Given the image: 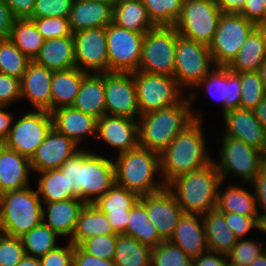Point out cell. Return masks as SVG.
I'll use <instances>...</instances> for the list:
<instances>
[{
	"mask_svg": "<svg viewBox=\"0 0 266 266\" xmlns=\"http://www.w3.org/2000/svg\"><path fill=\"white\" fill-rule=\"evenodd\" d=\"M227 260V255L206 251L192 259V266H223Z\"/></svg>",
	"mask_w": 266,
	"mask_h": 266,
	"instance_id": "94428289",
	"label": "cell"
},
{
	"mask_svg": "<svg viewBox=\"0 0 266 266\" xmlns=\"http://www.w3.org/2000/svg\"><path fill=\"white\" fill-rule=\"evenodd\" d=\"M262 170L266 172V152L262 154Z\"/></svg>",
	"mask_w": 266,
	"mask_h": 266,
	"instance_id": "2644e50d",
	"label": "cell"
},
{
	"mask_svg": "<svg viewBox=\"0 0 266 266\" xmlns=\"http://www.w3.org/2000/svg\"><path fill=\"white\" fill-rule=\"evenodd\" d=\"M52 127L64 134L81 149L82 141L97 137V118L74 109L72 106L57 108L50 112Z\"/></svg>",
	"mask_w": 266,
	"mask_h": 266,
	"instance_id": "603a6c76",
	"label": "cell"
},
{
	"mask_svg": "<svg viewBox=\"0 0 266 266\" xmlns=\"http://www.w3.org/2000/svg\"><path fill=\"white\" fill-rule=\"evenodd\" d=\"M73 266H117L113 260L101 259L86 253L80 246L74 247Z\"/></svg>",
	"mask_w": 266,
	"mask_h": 266,
	"instance_id": "6f0895ef",
	"label": "cell"
},
{
	"mask_svg": "<svg viewBox=\"0 0 266 266\" xmlns=\"http://www.w3.org/2000/svg\"><path fill=\"white\" fill-rule=\"evenodd\" d=\"M15 116L10 133L3 144L30 159L52 128L51 114L48 111L27 109V112L20 114L18 118Z\"/></svg>",
	"mask_w": 266,
	"mask_h": 266,
	"instance_id": "5bb4252c",
	"label": "cell"
},
{
	"mask_svg": "<svg viewBox=\"0 0 266 266\" xmlns=\"http://www.w3.org/2000/svg\"><path fill=\"white\" fill-rule=\"evenodd\" d=\"M8 108L10 106H0V144L7 140L15 118L14 112L9 111Z\"/></svg>",
	"mask_w": 266,
	"mask_h": 266,
	"instance_id": "6125c7cd",
	"label": "cell"
},
{
	"mask_svg": "<svg viewBox=\"0 0 266 266\" xmlns=\"http://www.w3.org/2000/svg\"><path fill=\"white\" fill-rule=\"evenodd\" d=\"M113 163L115 183L140 196L158 192L166 187L160 172L158 152L137 146L116 155Z\"/></svg>",
	"mask_w": 266,
	"mask_h": 266,
	"instance_id": "3957f363",
	"label": "cell"
},
{
	"mask_svg": "<svg viewBox=\"0 0 266 266\" xmlns=\"http://www.w3.org/2000/svg\"><path fill=\"white\" fill-rule=\"evenodd\" d=\"M15 17L5 0H0V40L9 39Z\"/></svg>",
	"mask_w": 266,
	"mask_h": 266,
	"instance_id": "680465c9",
	"label": "cell"
},
{
	"mask_svg": "<svg viewBox=\"0 0 266 266\" xmlns=\"http://www.w3.org/2000/svg\"><path fill=\"white\" fill-rule=\"evenodd\" d=\"M223 135L240 140L247 145L264 152L266 147V129L256 118L254 110L230 109L221 114Z\"/></svg>",
	"mask_w": 266,
	"mask_h": 266,
	"instance_id": "ffe728a7",
	"label": "cell"
},
{
	"mask_svg": "<svg viewBox=\"0 0 266 266\" xmlns=\"http://www.w3.org/2000/svg\"><path fill=\"white\" fill-rule=\"evenodd\" d=\"M60 170L73 193L85 204H94L115 184L113 159L87 147L65 161Z\"/></svg>",
	"mask_w": 266,
	"mask_h": 266,
	"instance_id": "6da1fadb",
	"label": "cell"
},
{
	"mask_svg": "<svg viewBox=\"0 0 266 266\" xmlns=\"http://www.w3.org/2000/svg\"><path fill=\"white\" fill-rule=\"evenodd\" d=\"M254 238L237 240L236 244L227 254V259L237 266H249L250 263L266 251V242ZM265 245V246H264Z\"/></svg>",
	"mask_w": 266,
	"mask_h": 266,
	"instance_id": "bcb514c9",
	"label": "cell"
},
{
	"mask_svg": "<svg viewBox=\"0 0 266 266\" xmlns=\"http://www.w3.org/2000/svg\"><path fill=\"white\" fill-rule=\"evenodd\" d=\"M226 184V185H225ZM222 181L218 188L216 209L222 213H237L244 216H259L256 196L251 183L246 186ZM224 187H223V186ZM245 187V188H244ZM252 190V191H251Z\"/></svg>",
	"mask_w": 266,
	"mask_h": 266,
	"instance_id": "f1b7e54d",
	"label": "cell"
},
{
	"mask_svg": "<svg viewBox=\"0 0 266 266\" xmlns=\"http://www.w3.org/2000/svg\"><path fill=\"white\" fill-rule=\"evenodd\" d=\"M249 266H266V251H264L260 256L255 258Z\"/></svg>",
	"mask_w": 266,
	"mask_h": 266,
	"instance_id": "003e7915",
	"label": "cell"
},
{
	"mask_svg": "<svg viewBox=\"0 0 266 266\" xmlns=\"http://www.w3.org/2000/svg\"><path fill=\"white\" fill-rule=\"evenodd\" d=\"M220 149H217L218 158H213L222 181L228 178L243 182L240 184L251 183L262 170V151L247 145L246 143L223 135L219 136ZM241 179V180H240Z\"/></svg>",
	"mask_w": 266,
	"mask_h": 266,
	"instance_id": "52a82bcc",
	"label": "cell"
},
{
	"mask_svg": "<svg viewBox=\"0 0 266 266\" xmlns=\"http://www.w3.org/2000/svg\"><path fill=\"white\" fill-rule=\"evenodd\" d=\"M53 70L31 61L20 80L21 100L28 101L33 110L51 112V79Z\"/></svg>",
	"mask_w": 266,
	"mask_h": 266,
	"instance_id": "cb8c5ba5",
	"label": "cell"
},
{
	"mask_svg": "<svg viewBox=\"0 0 266 266\" xmlns=\"http://www.w3.org/2000/svg\"><path fill=\"white\" fill-rule=\"evenodd\" d=\"M169 241L192 259L208 251L202 215L183 213Z\"/></svg>",
	"mask_w": 266,
	"mask_h": 266,
	"instance_id": "83f0119b",
	"label": "cell"
},
{
	"mask_svg": "<svg viewBox=\"0 0 266 266\" xmlns=\"http://www.w3.org/2000/svg\"><path fill=\"white\" fill-rule=\"evenodd\" d=\"M259 232L266 235V215L259 220ZM266 239V238H265Z\"/></svg>",
	"mask_w": 266,
	"mask_h": 266,
	"instance_id": "89a4df30",
	"label": "cell"
},
{
	"mask_svg": "<svg viewBox=\"0 0 266 266\" xmlns=\"http://www.w3.org/2000/svg\"><path fill=\"white\" fill-rule=\"evenodd\" d=\"M223 266H237L233 263H231L228 259L224 262V265Z\"/></svg>",
	"mask_w": 266,
	"mask_h": 266,
	"instance_id": "753ad0ef",
	"label": "cell"
},
{
	"mask_svg": "<svg viewBox=\"0 0 266 266\" xmlns=\"http://www.w3.org/2000/svg\"><path fill=\"white\" fill-rule=\"evenodd\" d=\"M31 174L28 157L0 144V195L31 186Z\"/></svg>",
	"mask_w": 266,
	"mask_h": 266,
	"instance_id": "484cf974",
	"label": "cell"
},
{
	"mask_svg": "<svg viewBox=\"0 0 266 266\" xmlns=\"http://www.w3.org/2000/svg\"><path fill=\"white\" fill-rule=\"evenodd\" d=\"M9 39L31 61L38 55L45 41L35 22L29 18L15 19Z\"/></svg>",
	"mask_w": 266,
	"mask_h": 266,
	"instance_id": "f35d334b",
	"label": "cell"
},
{
	"mask_svg": "<svg viewBox=\"0 0 266 266\" xmlns=\"http://www.w3.org/2000/svg\"><path fill=\"white\" fill-rule=\"evenodd\" d=\"M224 216L227 225L238 240L246 239L250 232L255 234L259 232V216H244L237 213H224Z\"/></svg>",
	"mask_w": 266,
	"mask_h": 266,
	"instance_id": "816d5d0a",
	"label": "cell"
},
{
	"mask_svg": "<svg viewBox=\"0 0 266 266\" xmlns=\"http://www.w3.org/2000/svg\"><path fill=\"white\" fill-rule=\"evenodd\" d=\"M33 61L53 71L76 67L73 36L45 40Z\"/></svg>",
	"mask_w": 266,
	"mask_h": 266,
	"instance_id": "f546056e",
	"label": "cell"
},
{
	"mask_svg": "<svg viewBox=\"0 0 266 266\" xmlns=\"http://www.w3.org/2000/svg\"><path fill=\"white\" fill-rule=\"evenodd\" d=\"M16 19L31 18L35 0H5Z\"/></svg>",
	"mask_w": 266,
	"mask_h": 266,
	"instance_id": "91938a15",
	"label": "cell"
},
{
	"mask_svg": "<svg viewBox=\"0 0 266 266\" xmlns=\"http://www.w3.org/2000/svg\"><path fill=\"white\" fill-rule=\"evenodd\" d=\"M109 72L133 73L138 70L144 33L117 26L106 27Z\"/></svg>",
	"mask_w": 266,
	"mask_h": 266,
	"instance_id": "9a60e30c",
	"label": "cell"
},
{
	"mask_svg": "<svg viewBox=\"0 0 266 266\" xmlns=\"http://www.w3.org/2000/svg\"><path fill=\"white\" fill-rule=\"evenodd\" d=\"M35 186L42 202H55L78 198L69 187L64 173L59 169L36 173Z\"/></svg>",
	"mask_w": 266,
	"mask_h": 266,
	"instance_id": "74e56055",
	"label": "cell"
},
{
	"mask_svg": "<svg viewBox=\"0 0 266 266\" xmlns=\"http://www.w3.org/2000/svg\"><path fill=\"white\" fill-rule=\"evenodd\" d=\"M17 266H42L40 259L25 255Z\"/></svg>",
	"mask_w": 266,
	"mask_h": 266,
	"instance_id": "03108f58",
	"label": "cell"
},
{
	"mask_svg": "<svg viewBox=\"0 0 266 266\" xmlns=\"http://www.w3.org/2000/svg\"><path fill=\"white\" fill-rule=\"evenodd\" d=\"M151 266H192V258L179 246L163 241L152 248Z\"/></svg>",
	"mask_w": 266,
	"mask_h": 266,
	"instance_id": "f6af8a7d",
	"label": "cell"
},
{
	"mask_svg": "<svg viewBox=\"0 0 266 266\" xmlns=\"http://www.w3.org/2000/svg\"><path fill=\"white\" fill-rule=\"evenodd\" d=\"M246 0H216L222 13H241Z\"/></svg>",
	"mask_w": 266,
	"mask_h": 266,
	"instance_id": "be15d7a7",
	"label": "cell"
},
{
	"mask_svg": "<svg viewBox=\"0 0 266 266\" xmlns=\"http://www.w3.org/2000/svg\"><path fill=\"white\" fill-rule=\"evenodd\" d=\"M123 235L133 237L150 248H154L164 241L147 215L145 205L140 200L130 210L128 224Z\"/></svg>",
	"mask_w": 266,
	"mask_h": 266,
	"instance_id": "8d00e7d4",
	"label": "cell"
},
{
	"mask_svg": "<svg viewBox=\"0 0 266 266\" xmlns=\"http://www.w3.org/2000/svg\"><path fill=\"white\" fill-rule=\"evenodd\" d=\"M203 121L194 119L160 153V172L166 185L180 175L213 162L215 157L208 150Z\"/></svg>",
	"mask_w": 266,
	"mask_h": 266,
	"instance_id": "7a4b0ae2",
	"label": "cell"
},
{
	"mask_svg": "<svg viewBox=\"0 0 266 266\" xmlns=\"http://www.w3.org/2000/svg\"><path fill=\"white\" fill-rule=\"evenodd\" d=\"M259 73L261 76V80L263 83V88L266 94V60L263 62V64L261 65L260 69H259Z\"/></svg>",
	"mask_w": 266,
	"mask_h": 266,
	"instance_id": "a7ac6f4b",
	"label": "cell"
},
{
	"mask_svg": "<svg viewBox=\"0 0 266 266\" xmlns=\"http://www.w3.org/2000/svg\"><path fill=\"white\" fill-rule=\"evenodd\" d=\"M256 27L240 13H222L209 45L216 67H227Z\"/></svg>",
	"mask_w": 266,
	"mask_h": 266,
	"instance_id": "7c38bea8",
	"label": "cell"
},
{
	"mask_svg": "<svg viewBox=\"0 0 266 266\" xmlns=\"http://www.w3.org/2000/svg\"><path fill=\"white\" fill-rule=\"evenodd\" d=\"M221 14L216 0H184L174 27L178 34L209 46Z\"/></svg>",
	"mask_w": 266,
	"mask_h": 266,
	"instance_id": "8fae6325",
	"label": "cell"
},
{
	"mask_svg": "<svg viewBox=\"0 0 266 266\" xmlns=\"http://www.w3.org/2000/svg\"><path fill=\"white\" fill-rule=\"evenodd\" d=\"M42 203L43 223L61 238L69 237L67 240H70L85 203L79 198Z\"/></svg>",
	"mask_w": 266,
	"mask_h": 266,
	"instance_id": "4316f807",
	"label": "cell"
},
{
	"mask_svg": "<svg viewBox=\"0 0 266 266\" xmlns=\"http://www.w3.org/2000/svg\"><path fill=\"white\" fill-rule=\"evenodd\" d=\"M140 201L145 205L147 215L160 237L164 241H169L184 213L176 197L165 187L158 192L142 195Z\"/></svg>",
	"mask_w": 266,
	"mask_h": 266,
	"instance_id": "ac0fdd59",
	"label": "cell"
},
{
	"mask_svg": "<svg viewBox=\"0 0 266 266\" xmlns=\"http://www.w3.org/2000/svg\"><path fill=\"white\" fill-rule=\"evenodd\" d=\"M258 209L259 218L266 215V172L261 170L259 174L251 182Z\"/></svg>",
	"mask_w": 266,
	"mask_h": 266,
	"instance_id": "9f6ffc18",
	"label": "cell"
},
{
	"mask_svg": "<svg viewBox=\"0 0 266 266\" xmlns=\"http://www.w3.org/2000/svg\"><path fill=\"white\" fill-rule=\"evenodd\" d=\"M240 76V108L254 110L265 97V91L259 71L237 73Z\"/></svg>",
	"mask_w": 266,
	"mask_h": 266,
	"instance_id": "ee69618b",
	"label": "cell"
},
{
	"mask_svg": "<svg viewBox=\"0 0 266 266\" xmlns=\"http://www.w3.org/2000/svg\"><path fill=\"white\" fill-rule=\"evenodd\" d=\"M118 234L99 235L85 239L79 246L88 254L113 260Z\"/></svg>",
	"mask_w": 266,
	"mask_h": 266,
	"instance_id": "7dc6e473",
	"label": "cell"
},
{
	"mask_svg": "<svg viewBox=\"0 0 266 266\" xmlns=\"http://www.w3.org/2000/svg\"><path fill=\"white\" fill-rule=\"evenodd\" d=\"M155 26H174L184 0H141Z\"/></svg>",
	"mask_w": 266,
	"mask_h": 266,
	"instance_id": "7bdbcfd3",
	"label": "cell"
},
{
	"mask_svg": "<svg viewBox=\"0 0 266 266\" xmlns=\"http://www.w3.org/2000/svg\"><path fill=\"white\" fill-rule=\"evenodd\" d=\"M20 238L25 254L40 258L58 246L57 241H59L60 236L42 222Z\"/></svg>",
	"mask_w": 266,
	"mask_h": 266,
	"instance_id": "60d3db41",
	"label": "cell"
},
{
	"mask_svg": "<svg viewBox=\"0 0 266 266\" xmlns=\"http://www.w3.org/2000/svg\"><path fill=\"white\" fill-rule=\"evenodd\" d=\"M140 195L116 183L94 205L103 212L117 234L126 231L130 210L140 200Z\"/></svg>",
	"mask_w": 266,
	"mask_h": 266,
	"instance_id": "7402d4cb",
	"label": "cell"
},
{
	"mask_svg": "<svg viewBox=\"0 0 266 266\" xmlns=\"http://www.w3.org/2000/svg\"><path fill=\"white\" fill-rule=\"evenodd\" d=\"M200 91L205 95L209 94L210 99L213 98V100L221 103L219 105H221L222 114L227 110L240 108V76L237 73L231 72L227 67H215L187 93L191 102L192 114L196 120L205 119L200 110L198 112L193 108Z\"/></svg>",
	"mask_w": 266,
	"mask_h": 266,
	"instance_id": "4fadbf2b",
	"label": "cell"
},
{
	"mask_svg": "<svg viewBox=\"0 0 266 266\" xmlns=\"http://www.w3.org/2000/svg\"><path fill=\"white\" fill-rule=\"evenodd\" d=\"M110 234L117 233L112 229L106 215L94 204H85L69 241L75 246H79L87 238Z\"/></svg>",
	"mask_w": 266,
	"mask_h": 266,
	"instance_id": "d590c367",
	"label": "cell"
},
{
	"mask_svg": "<svg viewBox=\"0 0 266 266\" xmlns=\"http://www.w3.org/2000/svg\"><path fill=\"white\" fill-rule=\"evenodd\" d=\"M25 255L20 237L0 232V266H17Z\"/></svg>",
	"mask_w": 266,
	"mask_h": 266,
	"instance_id": "c3c4849f",
	"label": "cell"
},
{
	"mask_svg": "<svg viewBox=\"0 0 266 266\" xmlns=\"http://www.w3.org/2000/svg\"><path fill=\"white\" fill-rule=\"evenodd\" d=\"M113 23L127 30L144 34L156 27L141 0H124L115 3Z\"/></svg>",
	"mask_w": 266,
	"mask_h": 266,
	"instance_id": "e575fe53",
	"label": "cell"
},
{
	"mask_svg": "<svg viewBox=\"0 0 266 266\" xmlns=\"http://www.w3.org/2000/svg\"><path fill=\"white\" fill-rule=\"evenodd\" d=\"M202 219L209 251L227 255L238 239L227 225L224 213L213 209L202 215Z\"/></svg>",
	"mask_w": 266,
	"mask_h": 266,
	"instance_id": "836d02e7",
	"label": "cell"
},
{
	"mask_svg": "<svg viewBox=\"0 0 266 266\" xmlns=\"http://www.w3.org/2000/svg\"><path fill=\"white\" fill-rule=\"evenodd\" d=\"M87 74L77 67L53 71L51 79V111L74 104L81 83Z\"/></svg>",
	"mask_w": 266,
	"mask_h": 266,
	"instance_id": "1f68e13d",
	"label": "cell"
},
{
	"mask_svg": "<svg viewBox=\"0 0 266 266\" xmlns=\"http://www.w3.org/2000/svg\"><path fill=\"white\" fill-rule=\"evenodd\" d=\"M111 148L116 155L139 146L138 120L120 116L104 115L97 119V137Z\"/></svg>",
	"mask_w": 266,
	"mask_h": 266,
	"instance_id": "44dd1931",
	"label": "cell"
},
{
	"mask_svg": "<svg viewBox=\"0 0 266 266\" xmlns=\"http://www.w3.org/2000/svg\"><path fill=\"white\" fill-rule=\"evenodd\" d=\"M30 19L35 22L37 29L43 36L44 40L73 36L69 25V18L44 17Z\"/></svg>",
	"mask_w": 266,
	"mask_h": 266,
	"instance_id": "681fc988",
	"label": "cell"
},
{
	"mask_svg": "<svg viewBox=\"0 0 266 266\" xmlns=\"http://www.w3.org/2000/svg\"><path fill=\"white\" fill-rule=\"evenodd\" d=\"M263 2H264L265 9H266V0H263Z\"/></svg>",
	"mask_w": 266,
	"mask_h": 266,
	"instance_id": "11e5206c",
	"label": "cell"
},
{
	"mask_svg": "<svg viewBox=\"0 0 266 266\" xmlns=\"http://www.w3.org/2000/svg\"><path fill=\"white\" fill-rule=\"evenodd\" d=\"M256 118L260 121L262 126L266 129V95L261 103L254 109Z\"/></svg>",
	"mask_w": 266,
	"mask_h": 266,
	"instance_id": "e7e4bbea",
	"label": "cell"
},
{
	"mask_svg": "<svg viewBox=\"0 0 266 266\" xmlns=\"http://www.w3.org/2000/svg\"><path fill=\"white\" fill-rule=\"evenodd\" d=\"M221 182L217 167L211 162L203 168L174 178L166 187L176 197L184 213L204 215L216 209Z\"/></svg>",
	"mask_w": 266,
	"mask_h": 266,
	"instance_id": "277c9868",
	"label": "cell"
},
{
	"mask_svg": "<svg viewBox=\"0 0 266 266\" xmlns=\"http://www.w3.org/2000/svg\"><path fill=\"white\" fill-rule=\"evenodd\" d=\"M72 107L99 119L105 113L104 74L88 73Z\"/></svg>",
	"mask_w": 266,
	"mask_h": 266,
	"instance_id": "4dcf8cb0",
	"label": "cell"
},
{
	"mask_svg": "<svg viewBox=\"0 0 266 266\" xmlns=\"http://www.w3.org/2000/svg\"><path fill=\"white\" fill-rule=\"evenodd\" d=\"M215 67L208 45L178 34L173 76L187 93Z\"/></svg>",
	"mask_w": 266,
	"mask_h": 266,
	"instance_id": "9c48e42d",
	"label": "cell"
},
{
	"mask_svg": "<svg viewBox=\"0 0 266 266\" xmlns=\"http://www.w3.org/2000/svg\"><path fill=\"white\" fill-rule=\"evenodd\" d=\"M80 150L81 148L71 139L52 127L43 143L29 159L31 170L36 174L59 169L65 161L71 159Z\"/></svg>",
	"mask_w": 266,
	"mask_h": 266,
	"instance_id": "d6986e66",
	"label": "cell"
},
{
	"mask_svg": "<svg viewBox=\"0 0 266 266\" xmlns=\"http://www.w3.org/2000/svg\"><path fill=\"white\" fill-rule=\"evenodd\" d=\"M177 38L178 32L174 26H156L148 31L142 42L137 71L173 76Z\"/></svg>",
	"mask_w": 266,
	"mask_h": 266,
	"instance_id": "30bf717a",
	"label": "cell"
},
{
	"mask_svg": "<svg viewBox=\"0 0 266 266\" xmlns=\"http://www.w3.org/2000/svg\"><path fill=\"white\" fill-rule=\"evenodd\" d=\"M259 27L264 32L266 37V20Z\"/></svg>",
	"mask_w": 266,
	"mask_h": 266,
	"instance_id": "8c879c8a",
	"label": "cell"
},
{
	"mask_svg": "<svg viewBox=\"0 0 266 266\" xmlns=\"http://www.w3.org/2000/svg\"><path fill=\"white\" fill-rule=\"evenodd\" d=\"M265 60L266 37L260 27H256L227 68L233 73L259 71Z\"/></svg>",
	"mask_w": 266,
	"mask_h": 266,
	"instance_id": "d6a6232c",
	"label": "cell"
},
{
	"mask_svg": "<svg viewBox=\"0 0 266 266\" xmlns=\"http://www.w3.org/2000/svg\"><path fill=\"white\" fill-rule=\"evenodd\" d=\"M31 60L10 40H0V73L21 80Z\"/></svg>",
	"mask_w": 266,
	"mask_h": 266,
	"instance_id": "b9f144b4",
	"label": "cell"
},
{
	"mask_svg": "<svg viewBox=\"0 0 266 266\" xmlns=\"http://www.w3.org/2000/svg\"><path fill=\"white\" fill-rule=\"evenodd\" d=\"M113 3L110 0H74L69 14L72 33L107 27L113 22Z\"/></svg>",
	"mask_w": 266,
	"mask_h": 266,
	"instance_id": "d4e9b609",
	"label": "cell"
},
{
	"mask_svg": "<svg viewBox=\"0 0 266 266\" xmlns=\"http://www.w3.org/2000/svg\"><path fill=\"white\" fill-rule=\"evenodd\" d=\"M113 4H115V3H118V2H120V1H124V0H110Z\"/></svg>",
	"mask_w": 266,
	"mask_h": 266,
	"instance_id": "34e18365",
	"label": "cell"
},
{
	"mask_svg": "<svg viewBox=\"0 0 266 266\" xmlns=\"http://www.w3.org/2000/svg\"><path fill=\"white\" fill-rule=\"evenodd\" d=\"M140 115L181 102L188 94L174 76L133 72Z\"/></svg>",
	"mask_w": 266,
	"mask_h": 266,
	"instance_id": "ba28073f",
	"label": "cell"
},
{
	"mask_svg": "<svg viewBox=\"0 0 266 266\" xmlns=\"http://www.w3.org/2000/svg\"><path fill=\"white\" fill-rule=\"evenodd\" d=\"M75 245L69 240L66 244L58 245L46 255L40 257L42 266H73V254Z\"/></svg>",
	"mask_w": 266,
	"mask_h": 266,
	"instance_id": "f5cc1de1",
	"label": "cell"
},
{
	"mask_svg": "<svg viewBox=\"0 0 266 266\" xmlns=\"http://www.w3.org/2000/svg\"><path fill=\"white\" fill-rule=\"evenodd\" d=\"M151 251L133 237L118 234L113 262L117 266H151Z\"/></svg>",
	"mask_w": 266,
	"mask_h": 266,
	"instance_id": "ab89813d",
	"label": "cell"
},
{
	"mask_svg": "<svg viewBox=\"0 0 266 266\" xmlns=\"http://www.w3.org/2000/svg\"><path fill=\"white\" fill-rule=\"evenodd\" d=\"M74 0H35L31 18L62 17L69 18Z\"/></svg>",
	"mask_w": 266,
	"mask_h": 266,
	"instance_id": "f907efd6",
	"label": "cell"
},
{
	"mask_svg": "<svg viewBox=\"0 0 266 266\" xmlns=\"http://www.w3.org/2000/svg\"><path fill=\"white\" fill-rule=\"evenodd\" d=\"M76 67L86 73L109 72L106 28L73 33Z\"/></svg>",
	"mask_w": 266,
	"mask_h": 266,
	"instance_id": "e0dca14e",
	"label": "cell"
},
{
	"mask_svg": "<svg viewBox=\"0 0 266 266\" xmlns=\"http://www.w3.org/2000/svg\"><path fill=\"white\" fill-rule=\"evenodd\" d=\"M188 95L176 105L140 115L139 146L161 153L192 121Z\"/></svg>",
	"mask_w": 266,
	"mask_h": 266,
	"instance_id": "5b68a950",
	"label": "cell"
},
{
	"mask_svg": "<svg viewBox=\"0 0 266 266\" xmlns=\"http://www.w3.org/2000/svg\"><path fill=\"white\" fill-rule=\"evenodd\" d=\"M240 14L259 27L266 20V9L263 0H246Z\"/></svg>",
	"mask_w": 266,
	"mask_h": 266,
	"instance_id": "11a10c76",
	"label": "cell"
},
{
	"mask_svg": "<svg viewBox=\"0 0 266 266\" xmlns=\"http://www.w3.org/2000/svg\"><path fill=\"white\" fill-rule=\"evenodd\" d=\"M21 100L20 80L0 73V106H13Z\"/></svg>",
	"mask_w": 266,
	"mask_h": 266,
	"instance_id": "db71d44e",
	"label": "cell"
},
{
	"mask_svg": "<svg viewBox=\"0 0 266 266\" xmlns=\"http://www.w3.org/2000/svg\"><path fill=\"white\" fill-rule=\"evenodd\" d=\"M104 91L106 115L139 119L133 73H104Z\"/></svg>",
	"mask_w": 266,
	"mask_h": 266,
	"instance_id": "2e32d148",
	"label": "cell"
},
{
	"mask_svg": "<svg viewBox=\"0 0 266 266\" xmlns=\"http://www.w3.org/2000/svg\"><path fill=\"white\" fill-rule=\"evenodd\" d=\"M35 189L31 185L0 195V232L22 237L43 222V203Z\"/></svg>",
	"mask_w": 266,
	"mask_h": 266,
	"instance_id": "8992f818",
	"label": "cell"
}]
</instances>
